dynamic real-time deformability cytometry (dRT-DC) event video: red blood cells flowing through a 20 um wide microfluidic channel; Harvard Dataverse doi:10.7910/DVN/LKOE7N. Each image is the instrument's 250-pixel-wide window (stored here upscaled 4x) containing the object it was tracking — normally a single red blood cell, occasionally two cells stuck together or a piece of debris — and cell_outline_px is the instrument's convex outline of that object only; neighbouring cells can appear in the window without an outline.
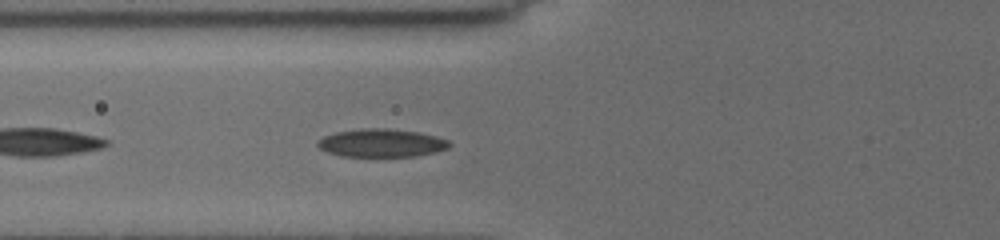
{"species": "common noctule bat (a hibernating species)", "species_latin": "Nyctalus noctula", "temperature_condition": "cold", "stored_images_in_passage": 53, "camera_frame_rate_fps": 3000, "um_per_image_px": 0.085, "animal": {"sex": "female", "body_mass_g": 19.5, "forearm_length_mm": 54.1}, "frame": {"image": 1, "passage_image": 7, "time_ms": 1.333, "image_size_px": [1000, 240], "cell_outline_px": [[452, 144], [448, 148], [436, 152], [416, 156], [340, 156], [328, 152], [320, 148], [316, 144], [316, 140], [324, 136], [336, 132], [360, 128], [388, 128], [420, 132], [436, 136], [448, 140]], "centroid_in_image_um": [32.43, 12.14], "position_along_channel_um": 93.4, "area_um2": 21.73}}
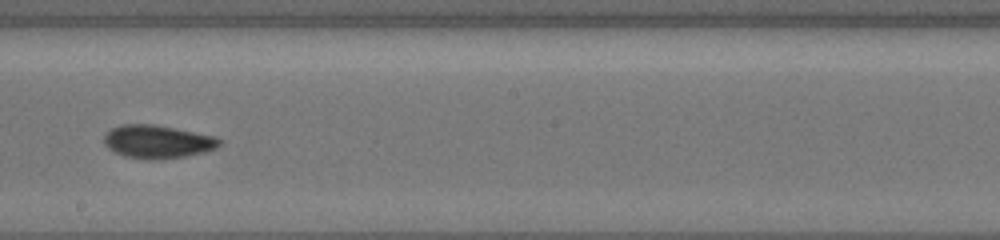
{"frame": {"image": 2, "passage_image": 27, "time_ms": 5.0, "image_size_px": [1000, 240], "cell_outline_px": [[220, 144], [216, 148], [204, 152], [184, 156], [156, 160], [148, 160], [124, 156], [108, 148], [104, 144], [104, 136], [112, 128], [120, 124], [152, 124], [212, 136], [220, 140]], "centroid_in_image_um": [13.33, 12.05], "position_along_channel_um": 234.9, "area_um2": 21.96}}
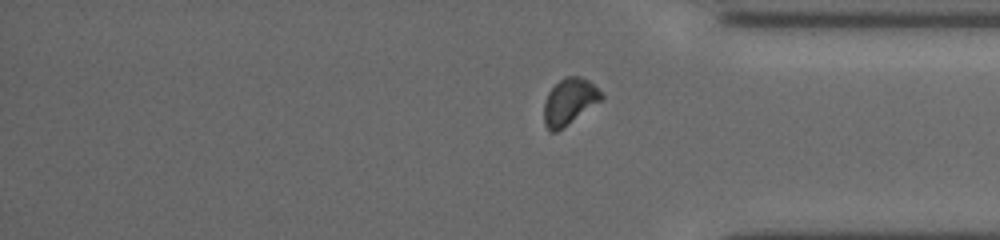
{"frame": {"image": 3, "passage_image": 53, "time_ms": 12.667, "image_size_px": [1000, 240], "cell_outline_px": [[604, 96], [600, 100], [556, 132], [552, 132], [544, 124], [544, 104], [548, 92], [564, 76], [580, 76], [588, 80]], "centroid_in_image_um": [48.36, 8.61], "position_along_channel_um": 386.8, "area_um2": 14.91}, "authors_computed_cell_mechanics": {"area_um2": 21.2126, "velocity_mm_per_s": 3.8567, "shape_relaxation_time_tau1_ms": 2.8143, "shape_relaxation_time_tau2_ms": 8.2564, "deformation_change_tau1": 0.1052, "deformation_change_tau2": 0.1174}}